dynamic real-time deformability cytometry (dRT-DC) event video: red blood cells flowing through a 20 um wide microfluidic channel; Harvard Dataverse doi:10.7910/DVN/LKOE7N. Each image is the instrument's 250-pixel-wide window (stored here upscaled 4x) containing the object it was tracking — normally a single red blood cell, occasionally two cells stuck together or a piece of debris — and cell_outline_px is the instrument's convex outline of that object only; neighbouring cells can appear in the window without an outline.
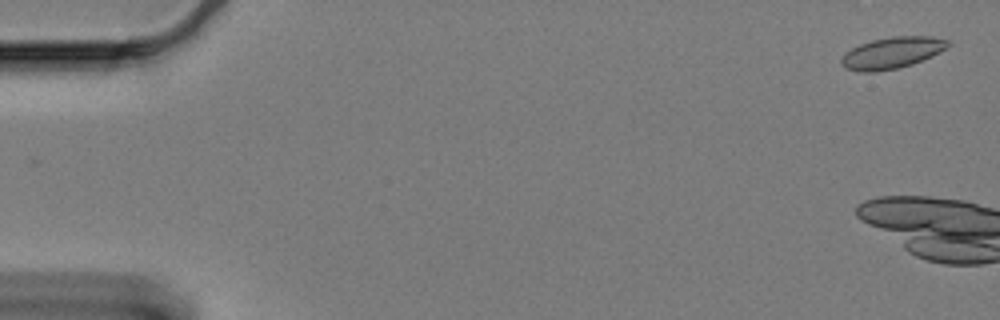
{"species": "Egyptian fruit bat (a non-hibernating species)", "species_latin": "Rousettus aegyptiacus", "temperature_condition": "cold", "stored_images_in_passage": 5, "camera_frame_rate_fps": 3000, "um_per_image_px": 0.085, "animal": {"sex": "female"}, "frame": {"image": 1, "passage_image": 2, "time_ms": 0.333, "image_size_px": [1000, 320], "cell_outline_px": [[952, 44], [940, 52], [932, 56], [912, 64], [896, 68], [876, 72], [864, 72], [844, 68], [840, 64], [840, 60], [844, 52], [860, 44], [872, 40], [892, 36], [932, 36], [948, 40]], "centroid_in_image_um": [75.81, 4.48], "position_along_channel_um": 9.2, "area_um2": 19.65}}